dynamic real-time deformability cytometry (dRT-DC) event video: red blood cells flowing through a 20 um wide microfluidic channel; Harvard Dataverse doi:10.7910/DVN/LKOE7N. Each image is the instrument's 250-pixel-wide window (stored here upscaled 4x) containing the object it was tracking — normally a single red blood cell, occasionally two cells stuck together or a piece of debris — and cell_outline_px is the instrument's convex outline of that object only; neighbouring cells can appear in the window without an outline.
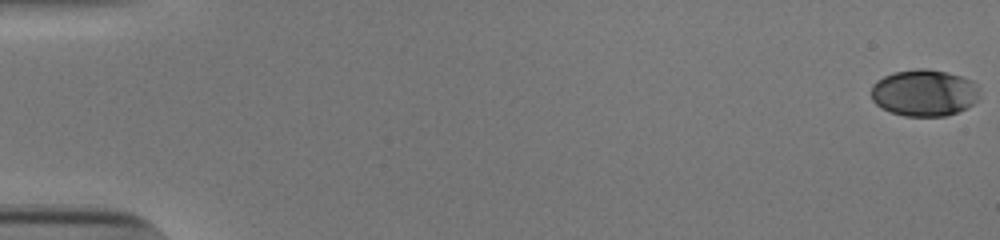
{"species": "human", "species_latin": "Homo sapiens", "temperature_condition": "cold", "stored_images_in_passage": 54, "camera_frame_rate_fps": 3000, "um_per_image_px": 0.085, "donor": {"sex": "male"}, "frame": {"image": 1, "passage_image": 1, "time_ms": 0.0, "image_size_px": [1000, 240], "cell_outline_px": [[976, 100], [972, 104], [956, 112], [944, 116], [904, 116], [892, 112], [876, 104], [872, 100], [872, 84], [876, 80], [892, 72], [916, 68], [928, 68], [948, 72], [972, 80], [976, 84]], "centroid_in_image_um": [78.51, 7.87], "position_along_channel_um": 6.5, "area_um2": 29.3}}
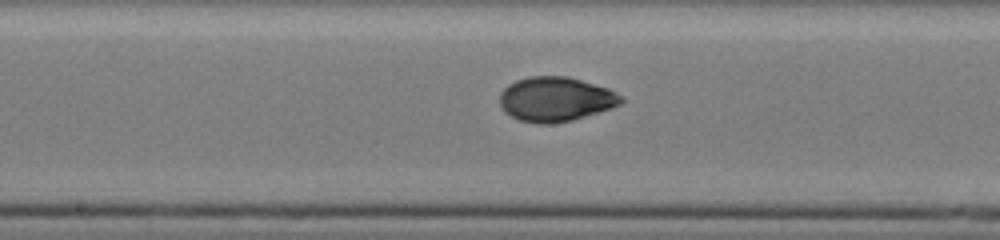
{"frame": {"image": 2, "passage_image": 30, "time_ms": 9.667, "image_size_px": [1000, 240], "cell_outline_px": [[624, 100], [620, 104], [612, 108], [572, 120], [552, 124], [536, 124], [520, 120], [504, 112], [500, 104], [500, 92], [508, 84], [516, 80], [528, 76], [568, 76], [608, 88], [624, 96]], "centroid_in_image_um": [47.23, 8.43], "position_along_channel_um": 201.0, "area_um2": 31.73}}
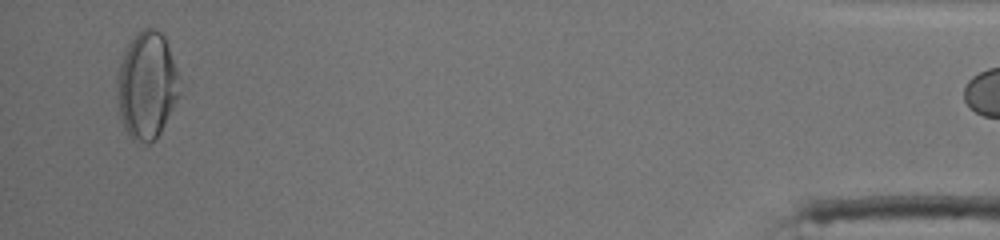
{"frame": {"image": 3, "passage_image": 53, "time_ms": 17.333, "image_size_px": [1000, 240], "cell_outline_px": [[176, 96], [172, 108], [156, 140], [148, 144], [132, 140], [128, 136], [124, 128], [120, 116], [116, 84], [116, 76], [124, 52], [128, 44], [144, 28], [156, 28], [164, 36], [176, 68]], "centroid_in_image_um": [12.42, 7.29], "position_along_channel_um": 422.8, "area_um2": 38.09}}